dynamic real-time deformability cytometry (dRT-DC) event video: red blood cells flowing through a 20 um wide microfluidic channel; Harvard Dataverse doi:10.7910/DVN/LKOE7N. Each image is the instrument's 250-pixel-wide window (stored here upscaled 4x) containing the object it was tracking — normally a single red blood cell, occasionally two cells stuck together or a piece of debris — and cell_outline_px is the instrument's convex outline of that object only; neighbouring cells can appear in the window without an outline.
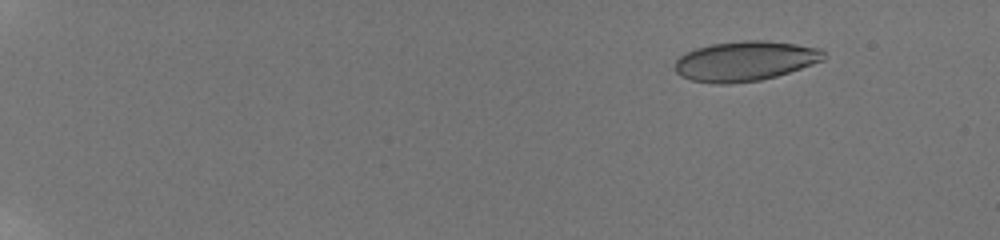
{"species": "human", "species_latin": "Homo sapiens", "temperature_condition": "room temperature", "stored_images_in_passage": 37, "camera_frame_rate_fps": 3000, "um_per_image_px": 0.085, "donor": {"sex": "male"}, "frame": {"image": 1, "passage_image": 1, "time_ms": 0.0, "image_size_px": [1000, 240], "cell_outline_px": [[828, 56], [824, 60], [776, 76], [760, 80], [728, 84], [716, 84], [692, 80], [680, 76], [676, 72], [676, 60], [680, 56], [696, 48], [712, 44], [744, 40], [764, 40], [796, 44], [820, 48]], "centroid_in_image_um": [63.35, 5.19], "position_along_channel_um": 21.6, "area_um2": 34.45}}
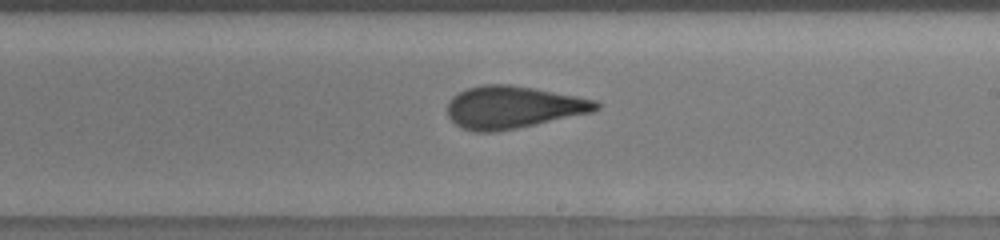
{"frame": {"image": 2, "passage_image": 22, "time_ms": 7.0, "image_size_px": [1000, 240], "cell_outline_px": [[600, 108], [592, 112], [516, 128], [496, 132], [476, 132], [460, 128], [448, 116], [448, 100], [452, 96], [468, 88], [484, 84], [508, 84], [536, 88], [596, 100], [600, 104]], "centroid_in_image_um": [43.59, 9.11], "position_along_channel_um": 245.4, "area_um2": 36.65}}
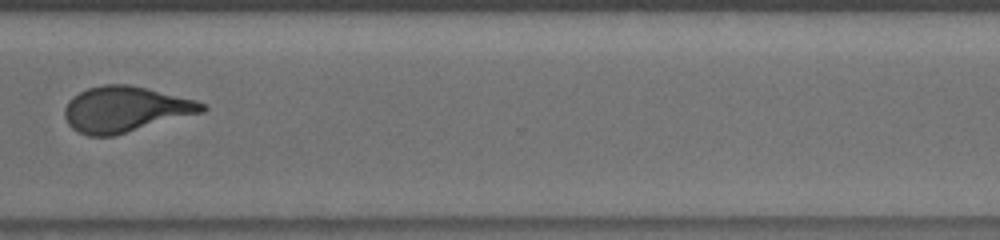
{"frame": {"image": 3, "passage_image": 28, "time_ms": 9.0, "image_size_px": [1000, 240], "cell_outline_px": [[208, 108], [204, 112], [112, 136], [88, 136], [76, 132], [68, 124], [64, 116], [64, 108], [68, 100], [72, 96], [88, 88], [104, 84], [128, 84], [196, 100], [204, 104]], "centroid_in_image_um": [10.61, 9.29], "position_along_channel_um": 360.0, "area_um2": 36.53}}